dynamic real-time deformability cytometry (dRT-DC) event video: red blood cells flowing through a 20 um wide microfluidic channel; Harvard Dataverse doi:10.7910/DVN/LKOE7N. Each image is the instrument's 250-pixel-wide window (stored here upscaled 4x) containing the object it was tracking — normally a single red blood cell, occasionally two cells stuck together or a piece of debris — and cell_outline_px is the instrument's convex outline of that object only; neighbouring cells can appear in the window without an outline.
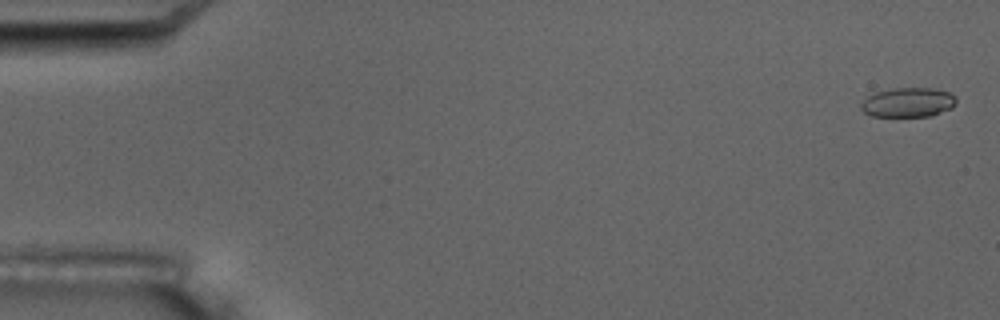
{"species": "common noctule bat (a hibernating species)", "species_latin": "Nyctalus noctula", "temperature_condition": "room temperature", "stored_images_in_passage": 6, "camera_frame_rate_fps": 3000, "um_per_image_px": 0.085, "animal": {"sex": "male", "body_mass_g": 17.5, "forearm_length_mm": 52.3}, "frame": {"image": 1, "passage_image": 1, "time_ms": 0.0, "image_size_px": [1000, 320], "cell_outline_px": [[956, 104], [952, 108], [932, 116], [872, 116], [864, 112], [860, 108], [860, 104], [868, 96], [876, 92], [892, 88], [932, 88], [948, 92], [956, 100]], "centroid_in_image_um": [77.17, 8.71], "position_along_channel_um": 7.8, "area_um2": 16.3}}